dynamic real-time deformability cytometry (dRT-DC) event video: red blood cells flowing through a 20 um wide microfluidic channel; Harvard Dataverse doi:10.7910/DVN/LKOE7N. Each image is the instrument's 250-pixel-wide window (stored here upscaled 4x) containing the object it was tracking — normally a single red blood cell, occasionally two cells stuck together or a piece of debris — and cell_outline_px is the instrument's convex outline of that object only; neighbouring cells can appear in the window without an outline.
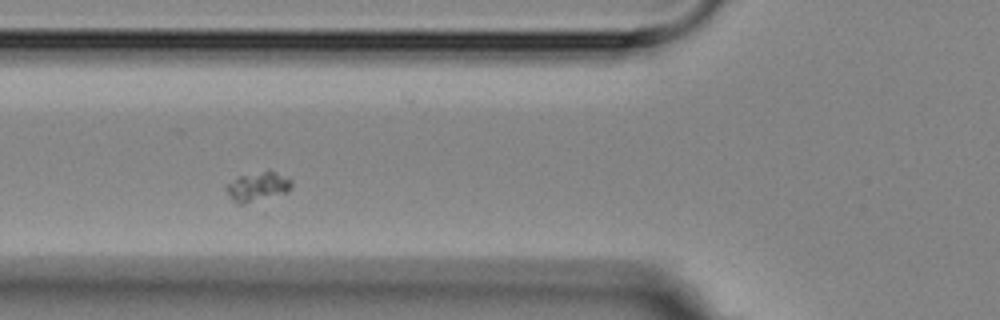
{"species": "Egyptian fruit bat (a non-hibernating species)", "species_latin": "Rousettus aegyptiacus", "temperature_condition": "room temperature", "stored_images_in_passage": 8, "camera_frame_rate_fps": 3000, "um_per_image_px": 0.085, "animal": {"sex": "female"}, "frame": {"image": 1, "passage_image": 3, "time_ms": 2.0, "image_size_px": [1000, 320], "cell_outline_px": [[292, 188], [288, 192], [244, 204], [236, 204], [228, 196], [224, 188], [224, 184], [236, 176], [268, 168], [292, 180]], "centroid_in_image_um": [21.85, 15.83], "position_along_channel_um": 104.0, "area_um2": 11.79}}
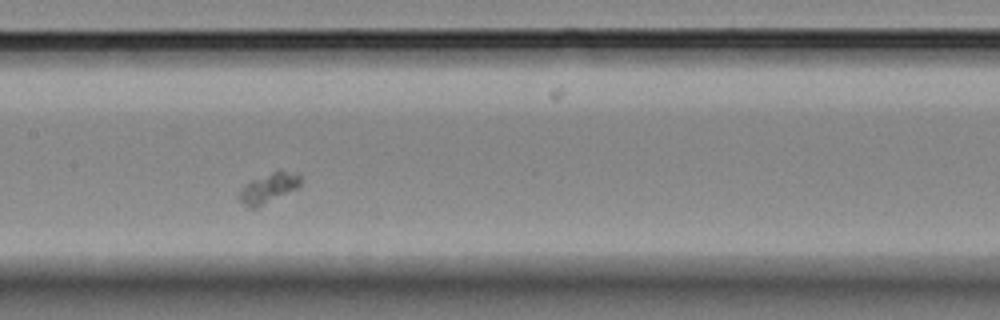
{"frame": {"image": 2, "passage_image": 5, "time_ms": 4.333, "image_size_px": [1000, 320], "cell_outline_px": [[300, 188], [256, 208], [248, 208], [236, 196], [236, 192], [248, 180], [280, 168], [300, 176]], "centroid_in_image_um": [22.78, 15.97], "position_along_channel_um": 184.6, "area_um2": 11.27}}
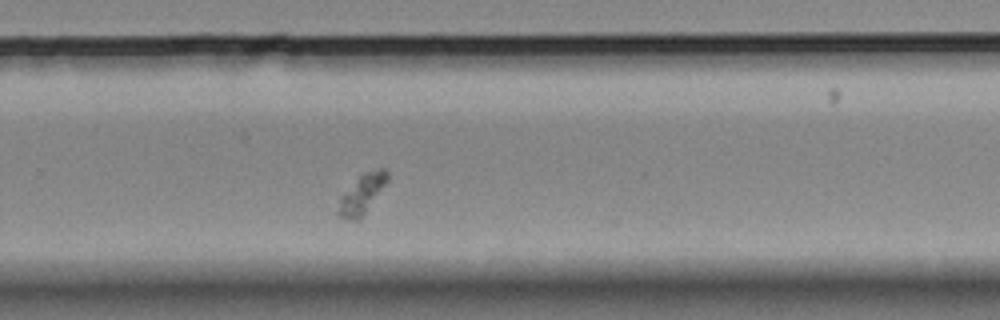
{"frame": {"image": 3, "passage_image": 8, "time_ms": 7.667, "image_size_px": [1000, 320], "cell_outline_px": [[388, 180], [360, 220], [352, 220], [340, 216], [336, 212], [340, 200], [360, 172], [380, 168], [384, 168], [388, 172]], "centroid_in_image_um": [30.78, 16.46], "position_along_channel_um": 299.0, "area_um2": 11.1}}